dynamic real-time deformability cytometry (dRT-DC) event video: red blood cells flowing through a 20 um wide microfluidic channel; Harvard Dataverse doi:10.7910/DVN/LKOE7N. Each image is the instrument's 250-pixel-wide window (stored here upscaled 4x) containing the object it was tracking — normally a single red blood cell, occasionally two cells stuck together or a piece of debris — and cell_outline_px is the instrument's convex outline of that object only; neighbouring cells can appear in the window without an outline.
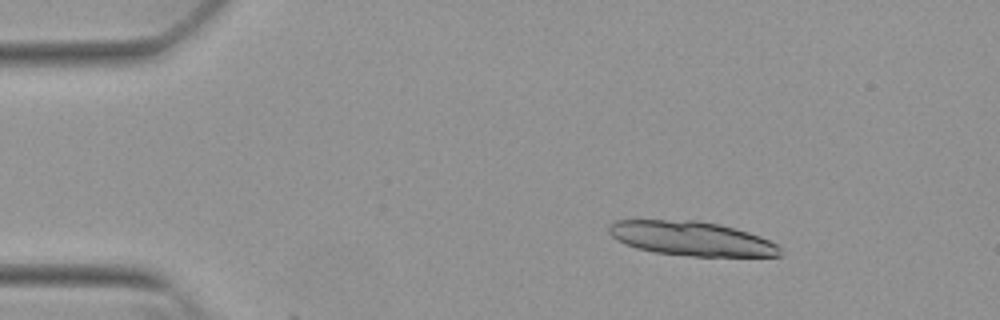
{"species": "Egyptian fruit bat (a non-hibernating species)", "species_latin": "Rousettus aegyptiacus", "temperature_condition": "warm", "stored_images_in_passage": 7, "camera_frame_rate_fps": 3000, "um_per_image_px": 0.085, "animal": {"sex": "female"}, "frame": {"image": 1, "passage_image": 6, "time_ms": 1.667, "image_size_px": [1000, 320], "cell_outline_px": [[780, 256], [692, 256], [656, 252], [636, 248], [612, 236], [608, 232], [608, 224], [616, 220], [696, 220], [720, 224], [748, 232], [760, 236], [776, 244], [780, 248]], "centroid_in_image_um": [58.76, 20.26], "position_along_channel_um": 26.2, "area_um2": 33.93}}